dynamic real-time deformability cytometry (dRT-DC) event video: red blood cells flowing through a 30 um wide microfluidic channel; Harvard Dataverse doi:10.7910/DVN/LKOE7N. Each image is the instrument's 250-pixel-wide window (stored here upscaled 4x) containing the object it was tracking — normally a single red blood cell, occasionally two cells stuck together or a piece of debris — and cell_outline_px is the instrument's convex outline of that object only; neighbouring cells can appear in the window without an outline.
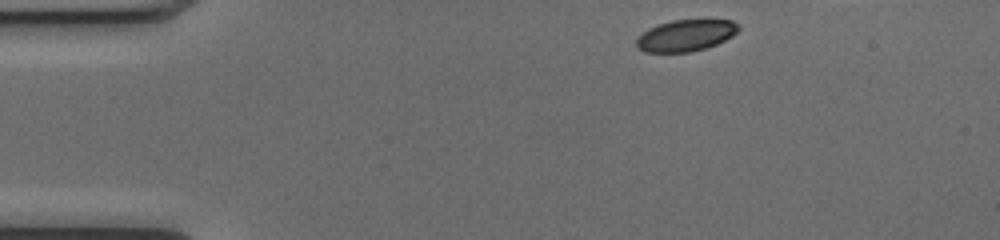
{"species": "common noctule bat (a hibernating species)", "species_latin": "Nyctalus noctula", "temperature_condition": "cold", "stored_images_in_passage": 38, "camera_frame_rate_fps": 3000, "um_per_image_px": 0.085, "animal": {"sex": "female", "body_mass_g": 17.0, "forearm_length_mm": 48.0}, "frame": {"image": 1, "passage_image": 1, "time_ms": 0.0, "image_size_px": [1000, 240], "cell_outline_px": [[740, 28], [732, 36], [716, 44], [704, 48], [688, 52], [644, 52], [636, 44], [636, 40], [648, 28], [672, 20], [732, 20]], "centroid_in_image_um": [58.29, 3.01], "position_along_channel_um": 26.7, "area_um2": 18.38}}
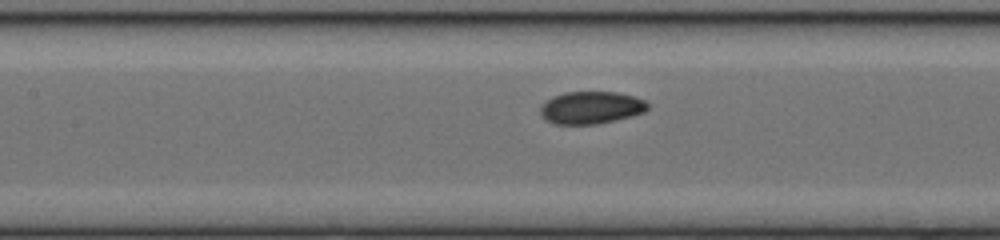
{"frame": {"image": 2, "passage_image": 16, "time_ms": 5.0, "image_size_px": [1000, 240], "cell_outline_px": [[648, 108], [644, 112], [632, 116], [616, 120], [596, 124], [552, 124], [544, 120], [540, 116], [540, 108], [552, 96], [564, 92], [616, 92], [636, 96], [644, 100], [648, 104]], "centroid_in_image_um": [50.23, 9.15], "position_along_channel_um": 157.2, "area_um2": 20.46}}
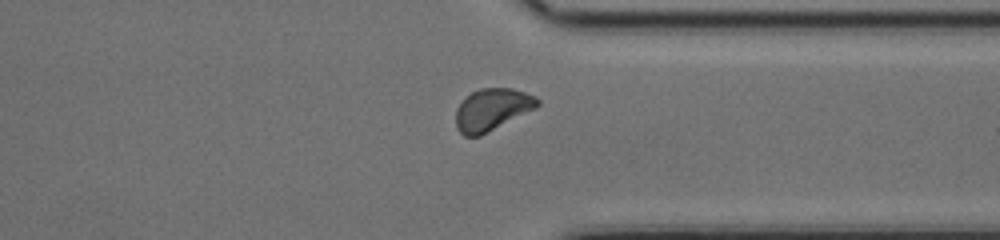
{"frame": {"image": 3, "passage_image": 32, "time_ms": 10.333, "image_size_px": [1000, 240], "cell_outline_px": [[540, 104], [536, 108], [480, 136], [464, 136], [456, 128], [456, 108], [464, 96], [480, 88], [512, 88], [536, 96], [540, 100]], "centroid_in_image_um": [41.81, 9.3], "position_along_channel_um": 369.6, "area_um2": 20.11}, "authors_computed_cell_mechanics": {"area_um2": 20.0566, "velocity_mm_per_s": 4.019, "shape_relaxation_time_tau1_ms": 3.4235, "shape_relaxation_time_tau2_ms": 2.5069, "deformation_change_tau1": 0.1006, "deformation_change_tau2": 0.0563}}